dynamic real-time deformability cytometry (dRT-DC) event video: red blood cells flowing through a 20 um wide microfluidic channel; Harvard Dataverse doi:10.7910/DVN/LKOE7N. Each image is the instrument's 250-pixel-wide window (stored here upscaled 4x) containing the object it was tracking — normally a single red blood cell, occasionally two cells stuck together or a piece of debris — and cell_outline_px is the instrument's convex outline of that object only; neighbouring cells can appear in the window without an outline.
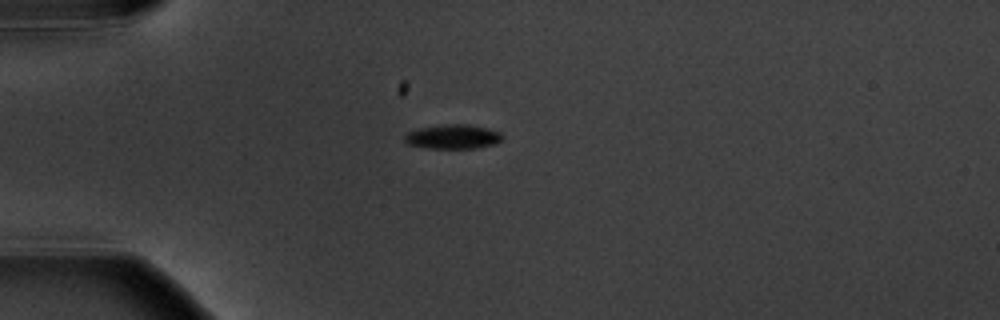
{"species": "common noctule bat (a hibernating species)", "species_latin": "Nyctalus noctula", "temperature_condition": "warm", "stored_images_in_passage": 4, "camera_frame_rate_fps": 3000, "um_per_image_px": 0.085, "animal": {"sex": "male", "body_mass_g": 20.1, "forearm_length_mm": 53.5}, "frame": {"image": 1, "passage_image": 1, "time_ms": 0.0, "image_size_px": [1000, 320], "cell_outline_px": [[504, 140], [496, 144], [476, 148], [428, 148], [408, 144], [404, 140], [404, 136], [408, 132], [420, 128], [448, 124], [468, 124], [488, 128], [500, 132], [504, 136]], "centroid_in_image_um": [38.56, 11.62], "position_along_channel_um": 46.4, "area_um2": 13.93}}
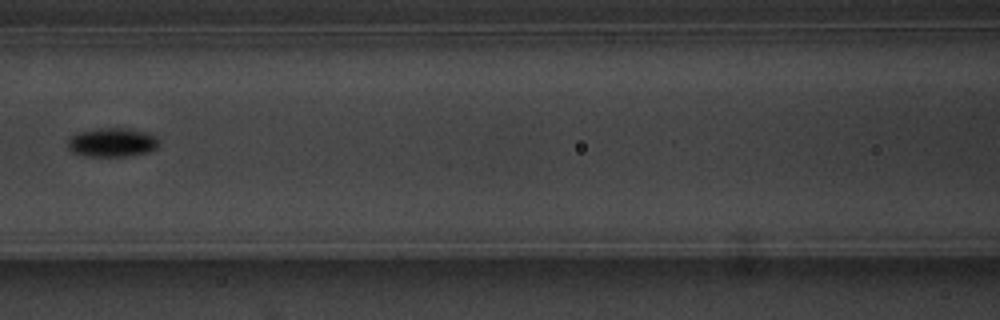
{"frame": {"image": 2, "passage_image": 4, "time_ms": 3.667, "image_size_px": [1000, 320], "cell_outline_px": [[160, 140], [156, 148], [148, 152], [132, 156], [84, 156], [72, 152], [68, 148], [68, 140], [72, 136], [80, 132], [100, 128], [128, 128], [148, 132], [156, 136]], "centroid_in_image_um": [9.57, 12.11], "position_along_channel_um": 157.0, "area_um2": 15.49}}